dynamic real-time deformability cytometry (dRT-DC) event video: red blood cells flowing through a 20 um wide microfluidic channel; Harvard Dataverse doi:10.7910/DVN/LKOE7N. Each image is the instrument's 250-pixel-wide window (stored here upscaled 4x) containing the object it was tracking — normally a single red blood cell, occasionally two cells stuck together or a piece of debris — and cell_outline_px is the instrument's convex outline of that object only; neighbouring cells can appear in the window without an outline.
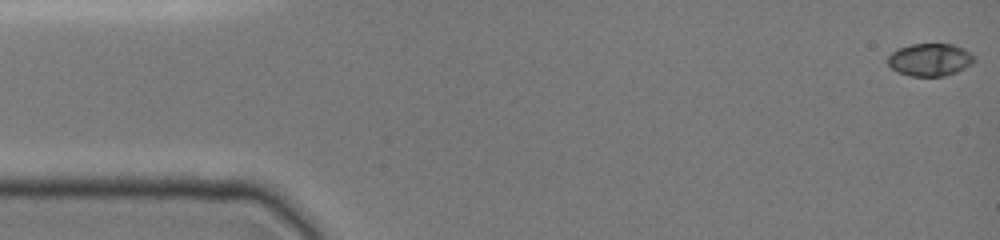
{"species": "common noctule bat (a hibernating species)", "species_latin": "Nyctalus noctula", "temperature_condition": "cold", "stored_images_in_passage": 5, "camera_frame_rate_fps": 3000, "um_per_image_px": 0.085, "animal": {"sex": "female", "body_mass_g": 19.0, "forearm_length_mm": 51.5}, "frame": {"image": 1, "passage_image": 1, "time_ms": 0.0, "image_size_px": [1000, 240], "cell_outline_px": [[976, 60], [972, 64], [956, 72], [944, 76], [908, 76], [892, 68], [888, 64], [888, 56], [892, 52], [900, 48], [912, 44], [952, 44], [964, 48], [972, 52], [976, 56]], "centroid_in_image_um": [79.1, 5.07], "position_along_channel_um": 5.9, "area_um2": 16.47}}
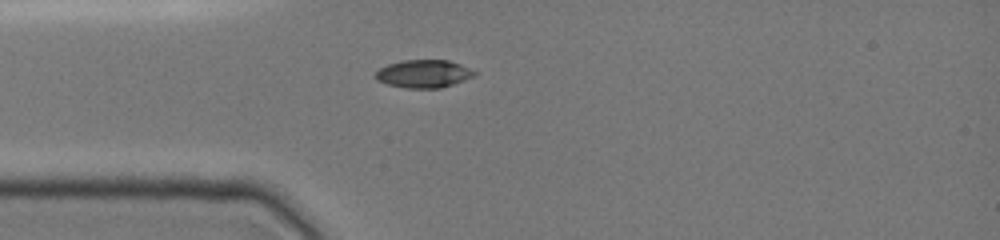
{"frame": {"image": 2, "passage_image": 5, "time_ms": 4.0, "image_size_px": [1000, 240], "cell_outline_px": [[476, 76], [440, 88], [404, 88], [388, 84], [376, 80], [372, 76], [380, 68], [388, 64], [404, 60], [448, 60], [460, 64], [476, 72]], "centroid_in_image_um": [35.98, 6.27], "position_along_channel_um": 49.0, "area_um2": 16.07}}